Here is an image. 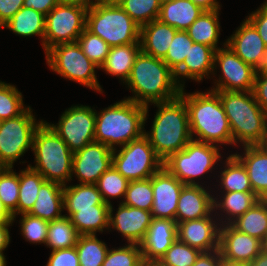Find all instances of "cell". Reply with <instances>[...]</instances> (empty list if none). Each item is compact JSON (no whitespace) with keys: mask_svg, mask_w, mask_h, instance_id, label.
Segmentation results:
<instances>
[{"mask_svg":"<svg viewBox=\"0 0 267 266\" xmlns=\"http://www.w3.org/2000/svg\"><path fill=\"white\" fill-rule=\"evenodd\" d=\"M124 84L133 92V97L126 99L145 106L173 100L182 90L174 72L163 59L142 51L136 56L131 74Z\"/></svg>","mask_w":267,"mask_h":266,"instance_id":"cell-1","label":"cell"},{"mask_svg":"<svg viewBox=\"0 0 267 266\" xmlns=\"http://www.w3.org/2000/svg\"><path fill=\"white\" fill-rule=\"evenodd\" d=\"M184 89L182 88L179 96L187 106L192 139L215 145L234 146L232 132L220 96L211 90L205 93L200 91L185 93Z\"/></svg>","mask_w":267,"mask_h":266,"instance_id":"cell-2","label":"cell"},{"mask_svg":"<svg viewBox=\"0 0 267 266\" xmlns=\"http://www.w3.org/2000/svg\"><path fill=\"white\" fill-rule=\"evenodd\" d=\"M148 108L124 98L96 111L95 141L114 150L140 138L145 132Z\"/></svg>","mask_w":267,"mask_h":266,"instance_id":"cell-3","label":"cell"},{"mask_svg":"<svg viewBox=\"0 0 267 266\" xmlns=\"http://www.w3.org/2000/svg\"><path fill=\"white\" fill-rule=\"evenodd\" d=\"M157 106L150 132L145 130L157 156L164 162L172 154L183 150L192 140L189 115L185 101L177 98L153 103Z\"/></svg>","mask_w":267,"mask_h":266,"instance_id":"cell-4","label":"cell"},{"mask_svg":"<svg viewBox=\"0 0 267 266\" xmlns=\"http://www.w3.org/2000/svg\"><path fill=\"white\" fill-rule=\"evenodd\" d=\"M220 96L228 118L234 146L260 145L267 135V113L252 91H214Z\"/></svg>","mask_w":267,"mask_h":266,"instance_id":"cell-5","label":"cell"},{"mask_svg":"<svg viewBox=\"0 0 267 266\" xmlns=\"http://www.w3.org/2000/svg\"><path fill=\"white\" fill-rule=\"evenodd\" d=\"M35 166H28L39 172L46 181L62 186L72 181L73 153L60 136L44 121L35 131L33 139Z\"/></svg>","mask_w":267,"mask_h":266,"instance_id":"cell-6","label":"cell"},{"mask_svg":"<svg viewBox=\"0 0 267 266\" xmlns=\"http://www.w3.org/2000/svg\"><path fill=\"white\" fill-rule=\"evenodd\" d=\"M85 28L110 47L140 43V26L118 4L96 3L86 12Z\"/></svg>","mask_w":267,"mask_h":266,"instance_id":"cell-7","label":"cell"},{"mask_svg":"<svg viewBox=\"0 0 267 266\" xmlns=\"http://www.w3.org/2000/svg\"><path fill=\"white\" fill-rule=\"evenodd\" d=\"M218 145L191 140L187 146L163 162V166L184 185H200L195 180L215 169L221 159Z\"/></svg>","mask_w":267,"mask_h":266,"instance_id":"cell-8","label":"cell"},{"mask_svg":"<svg viewBox=\"0 0 267 266\" xmlns=\"http://www.w3.org/2000/svg\"><path fill=\"white\" fill-rule=\"evenodd\" d=\"M45 54L46 63L53 72L103 93L95 72L99 67L83 53L78 42L57 44Z\"/></svg>","mask_w":267,"mask_h":266,"instance_id":"cell-9","label":"cell"},{"mask_svg":"<svg viewBox=\"0 0 267 266\" xmlns=\"http://www.w3.org/2000/svg\"><path fill=\"white\" fill-rule=\"evenodd\" d=\"M45 120L37 121L30 106L18 117L0 121V165L14 163L33 149L35 131Z\"/></svg>","mask_w":267,"mask_h":266,"instance_id":"cell-10","label":"cell"},{"mask_svg":"<svg viewBox=\"0 0 267 266\" xmlns=\"http://www.w3.org/2000/svg\"><path fill=\"white\" fill-rule=\"evenodd\" d=\"M113 150V166L129 181L150 178L163 167L148 138L143 135Z\"/></svg>","mask_w":267,"mask_h":266,"instance_id":"cell-11","label":"cell"},{"mask_svg":"<svg viewBox=\"0 0 267 266\" xmlns=\"http://www.w3.org/2000/svg\"><path fill=\"white\" fill-rule=\"evenodd\" d=\"M87 9L59 2L45 16L43 49L61 43L77 42L85 29Z\"/></svg>","mask_w":267,"mask_h":266,"instance_id":"cell-12","label":"cell"},{"mask_svg":"<svg viewBox=\"0 0 267 266\" xmlns=\"http://www.w3.org/2000/svg\"><path fill=\"white\" fill-rule=\"evenodd\" d=\"M75 153L95 141L96 109L74 105L66 109L57 124L45 121Z\"/></svg>","mask_w":267,"mask_h":266,"instance_id":"cell-13","label":"cell"},{"mask_svg":"<svg viewBox=\"0 0 267 266\" xmlns=\"http://www.w3.org/2000/svg\"><path fill=\"white\" fill-rule=\"evenodd\" d=\"M223 47L217 49L214 54V71L217 74V67L221 70L219 78L214 79L215 86L211 91H253L254 80L257 70L246 64L223 43ZM216 69V70H215Z\"/></svg>","mask_w":267,"mask_h":266,"instance_id":"cell-14","label":"cell"},{"mask_svg":"<svg viewBox=\"0 0 267 266\" xmlns=\"http://www.w3.org/2000/svg\"><path fill=\"white\" fill-rule=\"evenodd\" d=\"M112 164L113 149L105 144L93 141L81 150L73 153L72 177L76 176L79 184H96L99 177Z\"/></svg>","mask_w":267,"mask_h":266,"instance_id":"cell-15","label":"cell"},{"mask_svg":"<svg viewBox=\"0 0 267 266\" xmlns=\"http://www.w3.org/2000/svg\"><path fill=\"white\" fill-rule=\"evenodd\" d=\"M213 213L205 218L177 223V239L200 252L219 249L221 225Z\"/></svg>","mask_w":267,"mask_h":266,"instance_id":"cell-16","label":"cell"},{"mask_svg":"<svg viewBox=\"0 0 267 266\" xmlns=\"http://www.w3.org/2000/svg\"><path fill=\"white\" fill-rule=\"evenodd\" d=\"M184 184L172 175L164 166L152 175L153 218L176 221L178 199Z\"/></svg>","mask_w":267,"mask_h":266,"instance_id":"cell-17","label":"cell"},{"mask_svg":"<svg viewBox=\"0 0 267 266\" xmlns=\"http://www.w3.org/2000/svg\"><path fill=\"white\" fill-rule=\"evenodd\" d=\"M119 207L113 214V205L109 207V231L110 228L121 233L128 244H141L152 222L151 211L134 208L119 203ZM112 226V227H111Z\"/></svg>","mask_w":267,"mask_h":266,"instance_id":"cell-18","label":"cell"},{"mask_svg":"<svg viewBox=\"0 0 267 266\" xmlns=\"http://www.w3.org/2000/svg\"><path fill=\"white\" fill-rule=\"evenodd\" d=\"M263 248L264 244L260 240L236 230L231 224L220 226L219 250L222 258L247 264Z\"/></svg>","mask_w":267,"mask_h":266,"instance_id":"cell-19","label":"cell"},{"mask_svg":"<svg viewBox=\"0 0 267 266\" xmlns=\"http://www.w3.org/2000/svg\"><path fill=\"white\" fill-rule=\"evenodd\" d=\"M226 45L246 64L258 70L262 64L267 46L257 29L246 18L227 40Z\"/></svg>","mask_w":267,"mask_h":266,"instance_id":"cell-20","label":"cell"},{"mask_svg":"<svg viewBox=\"0 0 267 266\" xmlns=\"http://www.w3.org/2000/svg\"><path fill=\"white\" fill-rule=\"evenodd\" d=\"M176 239V221L153 218L147 234L140 244L144 263L158 262Z\"/></svg>","mask_w":267,"mask_h":266,"instance_id":"cell-21","label":"cell"},{"mask_svg":"<svg viewBox=\"0 0 267 266\" xmlns=\"http://www.w3.org/2000/svg\"><path fill=\"white\" fill-rule=\"evenodd\" d=\"M201 185H184L178 199L176 224L188 220L205 218L214 211V196Z\"/></svg>","mask_w":267,"mask_h":266,"instance_id":"cell-22","label":"cell"},{"mask_svg":"<svg viewBox=\"0 0 267 266\" xmlns=\"http://www.w3.org/2000/svg\"><path fill=\"white\" fill-rule=\"evenodd\" d=\"M215 51L210 46L193 43L183 64L174 72L178 84L185 88V81H183L185 78L195 82H200L203 78H211L209 75H213Z\"/></svg>","mask_w":267,"mask_h":266,"instance_id":"cell-23","label":"cell"},{"mask_svg":"<svg viewBox=\"0 0 267 266\" xmlns=\"http://www.w3.org/2000/svg\"><path fill=\"white\" fill-rule=\"evenodd\" d=\"M243 154L233 155L244 165L253 193L267 199V152L260 146H243Z\"/></svg>","mask_w":267,"mask_h":266,"instance_id":"cell-24","label":"cell"},{"mask_svg":"<svg viewBox=\"0 0 267 266\" xmlns=\"http://www.w3.org/2000/svg\"><path fill=\"white\" fill-rule=\"evenodd\" d=\"M177 30L156 19L140 27L141 51L155 58L164 59Z\"/></svg>","mask_w":267,"mask_h":266,"instance_id":"cell-25","label":"cell"},{"mask_svg":"<svg viewBox=\"0 0 267 266\" xmlns=\"http://www.w3.org/2000/svg\"><path fill=\"white\" fill-rule=\"evenodd\" d=\"M64 186L50 181H45L38 192L37 199L30 215L51 222L64 216Z\"/></svg>","mask_w":267,"mask_h":266,"instance_id":"cell-26","label":"cell"},{"mask_svg":"<svg viewBox=\"0 0 267 266\" xmlns=\"http://www.w3.org/2000/svg\"><path fill=\"white\" fill-rule=\"evenodd\" d=\"M219 194H222L221 197H219L220 200L216 195L217 198L214 197L213 205L215 211L214 213L218 216L217 219L220 225L230 224L237 217L247 212L258 200H260V198L256 196L253 192L235 191L223 192ZM217 210H220L219 212H221V214H219Z\"/></svg>","mask_w":267,"mask_h":266,"instance_id":"cell-27","label":"cell"},{"mask_svg":"<svg viewBox=\"0 0 267 266\" xmlns=\"http://www.w3.org/2000/svg\"><path fill=\"white\" fill-rule=\"evenodd\" d=\"M204 11L191 0H166L161 4L158 19L176 30L186 31Z\"/></svg>","mask_w":267,"mask_h":266,"instance_id":"cell-28","label":"cell"},{"mask_svg":"<svg viewBox=\"0 0 267 266\" xmlns=\"http://www.w3.org/2000/svg\"><path fill=\"white\" fill-rule=\"evenodd\" d=\"M140 51V43L112 46L99 69L104 70L106 74L111 76H117L121 82L125 83Z\"/></svg>","mask_w":267,"mask_h":266,"instance_id":"cell-29","label":"cell"},{"mask_svg":"<svg viewBox=\"0 0 267 266\" xmlns=\"http://www.w3.org/2000/svg\"><path fill=\"white\" fill-rule=\"evenodd\" d=\"M63 197L67 217H71L77 209L93 208V205H108L103 201L96 184L65 185Z\"/></svg>","mask_w":267,"mask_h":266,"instance_id":"cell-30","label":"cell"},{"mask_svg":"<svg viewBox=\"0 0 267 266\" xmlns=\"http://www.w3.org/2000/svg\"><path fill=\"white\" fill-rule=\"evenodd\" d=\"M236 230L267 241V199L258 200L247 212L230 223Z\"/></svg>","mask_w":267,"mask_h":266,"instance_id":"cell-31","label":"cell"},{"mask_svg":"<svg viewBox=\"0 0 267 266\" xmlns=\"http://www.w3.org/2000/svg\"><path fill=\"white\" fill-rule=\"evenodd\" d=\"M219 11L216 9L213 11H204L186 30L189 37L194 43H200L219 49V36H220V22Z\"/></svg>","mask_w":267,"mask_h":266,"instance_id":"cell-32","label":"cell"},{"mask_svg":"<svg viewBox=\"0 0 267 266\" xmlns=\"http://www.w3.org/2000/svg\"><path fill=\"white\" fill-rule=\"evenodd\" d=\"M110 205H93V208L77 209L71 217V222L80 235H96L109 230Z\"/></svg>","mask_w":267,"mask_h":266,"instance_id":"cell-33","label":"cell"},{"mask_svg":"<svg viewBox=\"0 0 267 266\" xmlns=\"http://www.w3.org/2000/svg\"><path fill=\"white\" fill-rule=\"evenodd\" d=\"M3 27L22 37L40 36L43 46L45 15L32 8L22 7Z\"/></svg>","mask_w":267,"mask_h":266,"instance_id":"cell-34","label":"cell"},{"mask_svg":"<svg viewBox=\"0 0 267 266\" xmlns=\"http://www.w3.org/2000/svg\"><path fill=\"white\" fill-rule=\"evenodd\" d=\"M224 162L225 166L222 167L224 170L220 169V176L218 174L220 181H216L219 182L220 192H253L244 165L233 154H230Z\"/></svg>","mask_w":267,"mask_h":266,"instance_id":"cell-35","label":"cell"},{"mask_svg":"<svg viewBox=\"0 0 267 266\" xmlns=\"http://www.w3.org/2000/svg\"><path fill=\"white\" fill-rule=\"evenodd\" d=\"M46 180L43 176L31 169L28 165L19 173V197L17 215L29 213L37 199L41 185Z\"/></svg>","mask_w":267,"mask_h":266,"instance_id":"cell-36","label":"cell"},{"mask_svg":"<svg viewBox=\"0 0 267 266\" xmlns=\"http://www.w3.org/2000/svg\"><path fill=\"white\" fill-rule=\"evenodd\" d=\"M80 234L72 224L70 217L63 216L49 222L45 246L52 251L76 246Z\"/></svg>","mask_w":267,"mask_h":266,"instance_id":"cell-37","label":"cell"},{"mask_svg":"<svg viewBox=\"0 0 267 266\" xmlns=\"http://www.w3.org/2000/svg\"><path fill=\"white\" fill-rule=\"evenodd\" d=\"M80 266H102L107 252V244L96 235H80L76 243Z\"/></svg>","mask_w":267,"mask_h":266,"instance_id":"cell-38","label":"cell"},{"mask_svg":"<svg viewBox=\"0 0 267 266\" xmlns=\"http://www.w3.org/2000/svg\"><path fill=\"white\" fill-rule=\"evenodd\" d=\"M161 0H122L118 5L140 27L158 19Z\"/></svg>","mask_w":267,"mask_h":266,"instance_id":"cell-39","label":"cell"},{"mask_svg":"<svg viewBox=\"0 0 267 266\" xmlns=\"http://www.w3.org/2000/svg\"><path fill=\"white\" fill-rule=\"evenodd\" d=\"M120 203L130 207L151 211L153 205L152 176L147 179L130 181L124 201L122 200Z\"/></svg>","mask_w":267,"mask_h":266,"instance_id":"cell-40","label":"cell"},{"mask_svg":"<svg viewBox=\"0 0 267 266\" xmlns=\"http://www.w3.org/2000/svg\"><path fill=\"white\" fill-rule=\"evenodd\" d=\"M129 180L124 178L112 165L98 179L96 183L101 197L105 203L111 205L109 198H122L124 200Z\"/></svg>","mask_w":267,"mask_h":266,"instance_id":"cell-41","label":"cell"},{"mask_svg":"<svg viewBox=\"0 0 267 266\" xmlns=\"http://www.w3.org/2000/svg\"><path fill=\"white\" fill-rule=\"evenodd\" d=\"M19 197V173L10 167L0 170V199L3 205L13 215V221L17 217V204Z\"/></svg>","mask_w":267,"mask_h":266,"instance_id":"cell-42","label":"cell"},{"mask_svg":"<svg viewBox=\"0 0 267 266\" xmlns=\"http://www.w3.org/2000/svg\"><path fill=\"white\" fill-rule=\"evenodd\" d=\"M27 108L16 86L0 81V121L18 117Z\"/></svg>","mask_w":267,"mask_h":266,"instance_id":"cell-43","label":"cell"},{"mask_svg":"<svg viewBox=\"0 0 267 266\" xmlns=\"http://www.w3.org/2000/svg\"><path fill=\"white\" fill-rule=\"evenodd\" d=\"M139 244L109 249L102 266H145Z\"/></svg>","mask_w":267,"mask_h":266,"instance_id":"cell-44","label":"cell"},{"mask_svg":"<svg viewBox=\"0 0 267 266\" xmlns=\"http://www.w3.org/2000/svg\"><path fill=\"white\" fill-rule=\"evenodd\" d=\"M200 253L198 249L176 239L158 263L162 266H193Z\"/></svg>","mask_w":267,"mask_h":266,"instance_id":"cell-45","label":"cell"},{"mask_svg":"<svg viewBox=\"0 0 267 266\" xmlns=\"http://www.w3.org/2000/svg\"><path fill=\"white\" fill-rule=\"evenodd\" d=\"M77 42L83 53L100 68L111 47L98 35L91 33L86 28L79 36Z\"/></svg>","mask_w":267,"mask_h":266,"instance_id":"cell-46","label":"cell"},{"mask_svg":"<svg viewBox=\"0 0 267 266\" xmlns=\"http://www.w3.org/2000/svg\"><path fill=\"white\" fill-rule=\"evenodd\" d=\"M193 43L187 31L177 30L163 59L173 72L183 64Z\"/></svg>","mask_w":267,"mask_h":266,"instance_id":"cell-47","label":"cell"},{"mask_svg":"<svg viewBox=\"0 0 267 266\" xmlns=\"http://www.w3.org/2000/svg\"><path fill=\"white\" fill-rule=\"evenodd\" d=\"M21 234L26 241L35 244H45L49 222L29 213L21 214L19 220Z\"/></svg>","mask_w":267,"mask_h":266,"instance_id":"cell-48","label":"cell"},{"mask_svg":"<svg viewBox=\"0 0 267 266\" xmlns=\"http://www.w3.org/2000/svg\"><path fill=\"white\" fill-rule=\"evenodd\" d=\"M46 266H80L76 247L51 251Z\"/></svg>","mask_w":267,"mask_h":266,"instance_id":"cell-49","label":"cell"},{"mask_svg":"<svg viewBox=\"0 0 267 266\" xmlns=\"http://www.w3.org/2000/svg\"><path fill=\"white\" fill-rule=\"evenodd\" d=\"M248 15L247 19L257 29L259 36L267 46V3L264 2L261 7Z\"/></svg>","mask_w":267,"mask_h":266,"instance_id":"cell-50","label":"cell"},{"mask_svg":"<svg viewBox=\"0 0 267 266\" xmlns=\"http://www.w3.org/2000/svg\"><path fill=\"white\" fill-rule=\"evenodd\" d=\"M255 100L267 113V74H256L253 86Z\"/></svg>","mask_w":267,"mask_h":266,"instance_id":"cell-51","label":"cell"},{"mask_svg":"<svg viewBox=\"0 0 267 266\" xmlns=\"http://www.w3.org/2000/svg\"><path fill=\"white\" fill-rule=\"evenodd\" d=\"M24 5V0H0V27L2 28Z\"/></svg>","mask_w":267,"mask_h":266,"instance_id":"cell-52","label":"cell"},{"mask_svg":"<svg viewBox=\"0 0 267 266\" xmlns=\"http://www.w3.org/2000/svg\"><path fill=\"white\" fill-rule=\"evenodd\" d=\"M193 266H221V253L219 249L210 252H201Z\"/></svg>","mask_w":267,"mask_h":266,"instance_id":"cell-53","label":"cell"},{"mask_svg":"<svg viewBox=\"0 0 267 266\" xmlns=\"http://www.w3.org/2000/svg\"><path fill=\"white\" fill-rule=\"evenodd\" d=\"M58 3L59 0H24L23 7L32 8L46 16Z\"/></svg>","mask_w":267,"mask_h":266,"instance_id":"cell-54","label":"cell"},{"mask_svg":"<svg viewBox=\"0 0 267 266\" xmlns=\"http://www.w3.org/2000/svg\"><path fill=\"white\" fill-rule=\"evenodd\" d=\"M14 222L0 221V252H3L10 244V232L9 227Z\"/></svg>","mask_w":267,"mask_h":266,"instance_id":"cell-55","label":"cell"},{"mask_svg":"<svg viewBox=\"0 0 267 266\" xmlns=\"http://www.w3.org/2000/svg\"><path fill=\"white\" fill-rule=\"evenodd\" d=\"M194 4L200 6L205 11H213L216 9H220L219 1L217 0H191Z\"/></svg>","mask_w":267,"mask_h":266,"instance_id":"cell-56","label":"cell"},{"mask_svg":"<svg viewBox=\"0 0 267 266\" xmlns=\"http://www.w3.org/2000/svg\"><path fill=\"white\" fill-rule=\"evenodd\" d=\"M102 0H59V2L70 5H77L83 7L87 10L92 8L96 3H99Z\"/></svg>","mask_w":267,"mask_h":266,"instance_id":"cell-57","label":"cell"},{"mask_svg":"<svg viewBox=\"0 0 267 266\" xmlns=\"http://www.w3.org/2000/svg\"><path fill=\"white\" fill-rule=\"evenodd\" d=\"M247 266H267V249L264 247Z\"/></svg>","mask_w":267,"mask_h":266,"instance_id":"cell-58","label":"cell"},{"mask_svg":"<svg viewBox=\"0 0 267 266\" xmlns=\"http://www.w3.org/2000/svg\"><path fill=\"white\" fill-rule=\"evenodd\" d=\"M0 221L14 222L13 215L8 211V209L3 205L0 199Z\"/></svg>","mask_w":267,"mask_h":266,"instance_id":"cell-59","label":"cell"},{"mask_svg":"<svg viewBox=\"0 0 267 266\" xmlns=\"http://www.w3.org/2000/svg\"><path fill=\"white\" fill-rule=\"evenodd\" d=\"M256 74H267V52L265 53L262 64L258 68Z\"/></svg>","mask_w":267,"mask_h":266,"instance_id":"cell-60","label":"cell"},{"mask_svg":"<svg viewBox=\"0 0 267 266\" xmlns=\"http://www.w3.org/2000/svg\"><path fill=\"white\" fill-rule=\"evenodd\" d=\"M221 266H247V264L242 263V262L229 261V260L222 258L221 256Z\"/></svg>","mask_w":267,"mask_h":266,"instance_id":"cell-61","label":"cell"},{"mask_svg":"<svg viewBox=\"0 0 267 266\" xmlns=\"http://www.w3.org/2000/svg\"><path fill=\"white\" fill-rule=\"evenodd\" d=\"M7 260L3 252H0V266H6Z\"/></svg>","mask_w":267,"mask_h":266,"instance_id":"cell-62","label":"cell"},{"mask_svg":"<svg viewBox=\"0 0 267 266\" xmlns=\"http://www.w3.org/2000/svg\"><path fill=\"white\" fill-rule=\"evenodd\" d=\"M260 146L267 152V135L262 140Z\"/></svg>","mask_w":267,"mask_h":266,"instance_id":"cell-63","label":"cell"},{"mask_svg":"<svg viewBox=\"0 0 267 266\" xmlns=\"http://www.w3.org/2000/svg\"><path fill=\"white\" fill-rule=\"evenodd\" d=\"M102 1L107 2V3H111V4H118L122 0H102Z\"/></svg>","mask_w":267,"mask_h":266,"instance_id":"cell-64","label":"cell"},{"mask_svg":"<svg viewBox=\"0 0 267 266\" xmlns=\"http://www.w3.org/2000/svg\"><path fill=\"white\" fill-rule=\"evenodd\" d=\"M145 266H162V265H160L158 262H151L146 264Z\"/></svg>","mask_w":267,"mask_h":266,"instance_id":"cell-65","label":"cell"},{"mask_svg":"<svg viewBox=\"0 0 267 266\" xmlns=\"http://www.w3.org/2000/svg\"><path fill=\"white\" fill-rule=\"evenodd\" d=\"M264 247L267 249V241L265 242Z\"/></svg>","mask_w":267,"mask_h":266,"instance_id":"cell-66","label":"cell"}]
</instances>
